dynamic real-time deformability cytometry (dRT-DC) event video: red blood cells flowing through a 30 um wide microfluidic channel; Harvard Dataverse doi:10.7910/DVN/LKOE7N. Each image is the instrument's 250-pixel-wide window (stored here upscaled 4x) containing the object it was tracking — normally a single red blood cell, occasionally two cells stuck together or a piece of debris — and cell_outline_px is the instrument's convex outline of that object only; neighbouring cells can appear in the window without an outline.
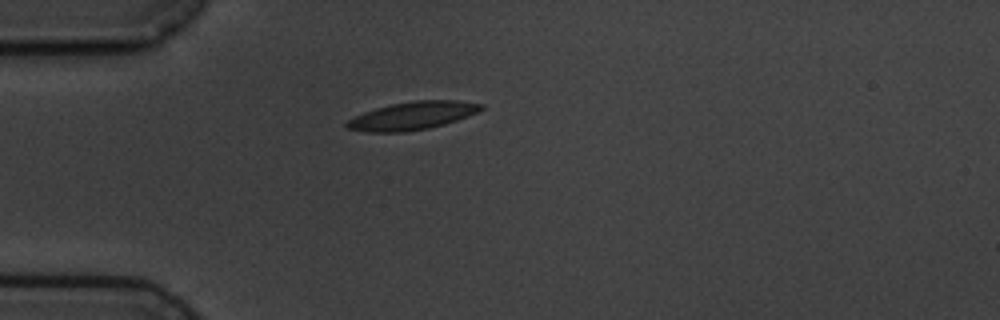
{"species": "common noctule bat (a hibernating species)", "species_latin": "Nyctalus noctula", "temperature_condition": "cold", "stored_images_in_passage": 6, "camera_frame_rate_fps": 3000, "um_per_image_px": 0.085, "animal": {"sex": "male", "body_mass_g": 19.5, "forearm_length_mm": 54.6}, "frame": {"image": 1, "passage_image": 1, "time_ms": 0.0, "image_size_px": [1000, 320], "cell_outline_px": [[484, 108], [468, 116], [444, 124], [428, 128], [404, 132], [368, 132], [348, 128], [344, 124], [348, 120], [364, 112], [376, 108], [392, 104], [412, 100], [456, 100], [484, 104]], "centroid_in_image_um": [35.06, 9.83], "position_along_channel_um": 49.9, "area_um2": 21.73}}
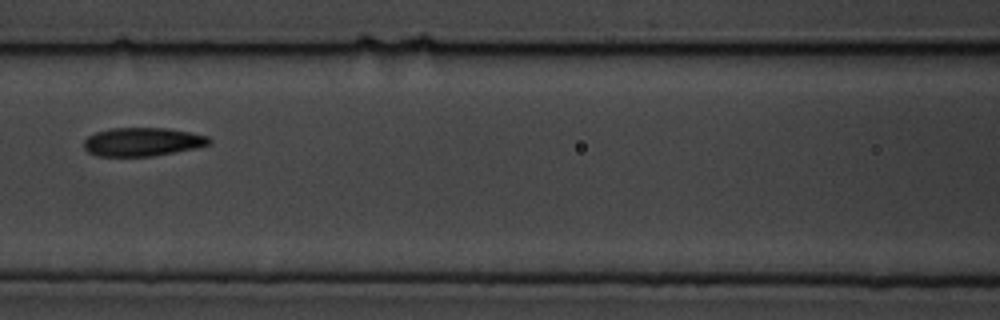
{"frame": {"image": 2, "passage_image": 4, "time_ms": 3.333, "image_size_px": [1000, 320], "cell_outline_px": [[212, 144], [196, 148], [152, 156], [96, 156], [88, 152], [84, 148], [84, 140], [88, 136], [96, 132], [112, 128], [168, 128], [208, 136], [212, 140]], "centroid_in_image_um": [12.12, 12.06], "position_along_channel_um": 154.5, "area_um2": 20.87}}
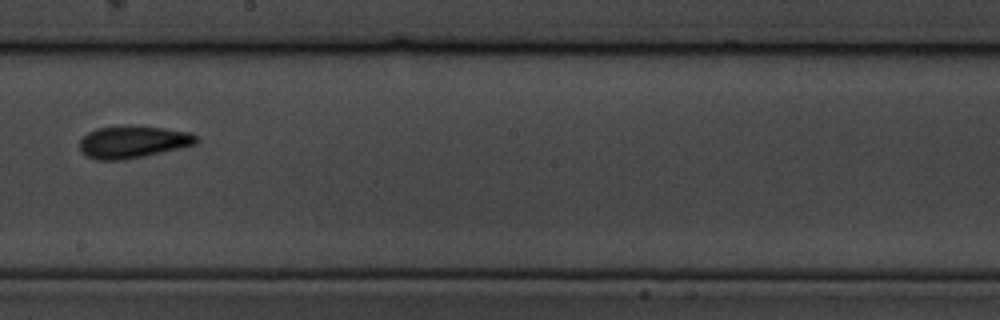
{"frame": {"image": 3, "passage_image": 6, "time_ms": 5.667, "image_size_px": [1000, 320], "cell_outline_px": [[200, 140], [196, 144], [180, 148], [144, 156], [120, 160], [100, 160], [88, 156], [80, 148], [80, 140], [88, 132], [96, 128], [124, 124], [128, 124], [164, 128], [192, 132], [200, 136]], "centroid_in_image_um": [11.36, 12.03], "position_along_channel_um": 236.8, "area_um2": 22.25}}